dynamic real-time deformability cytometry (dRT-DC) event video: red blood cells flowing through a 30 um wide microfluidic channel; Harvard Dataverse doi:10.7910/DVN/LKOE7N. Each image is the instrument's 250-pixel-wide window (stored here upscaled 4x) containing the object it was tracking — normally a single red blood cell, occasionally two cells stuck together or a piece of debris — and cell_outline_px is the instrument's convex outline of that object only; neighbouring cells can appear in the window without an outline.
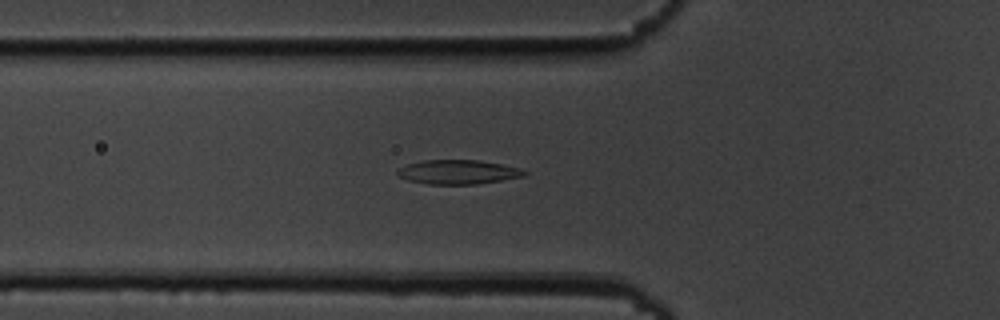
{"species": "common noctule bat (a hibernating species)", "species_latin": "Nyctalus noctula", "temperature_condition": "cold", "stored_images_in_passage": 47, "camera_frame_rate_fps": 3000, "um_per_image_px": 0.085, "animal": {"sex": "male", "body_mass_g": 19.5, "forearm_length_mm": 54.6}, "frame": {"image": 1, "passage_image": 15, "time_ms": 4.667, "image_size_px": [1000, 320], "cell_outline_px": [[528, 172], [524, 176], [476, 184], [428, 184], [408, 180], [400, 176], [396, 172], [396, 168], [408, 164], [424, 160], [480, 160], [520, 168]], "centroid_in_image_um": [38.91, 14.61], "position_along_channel_um": 86.9, "area_um2": 17.8}}
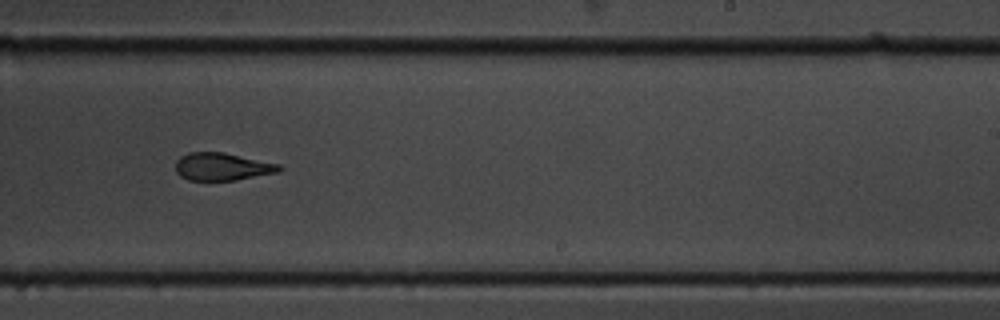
{"frame": {"image": 2, "passage_image": 30, "time_ms": 9.667, "image_size_px": [1000, 320], "cell_outline_px": [[284, 168], [280, 172], [236, 180], [188, 180], [180, 176], [176, 172], [176, 160], [180, 156], [188, 152], [224, 152], [280, 164]], "centroid_in_image_um": [18.9, 14.16], "position_along_channel_um": 270.1, "area_um2": 16.88}}
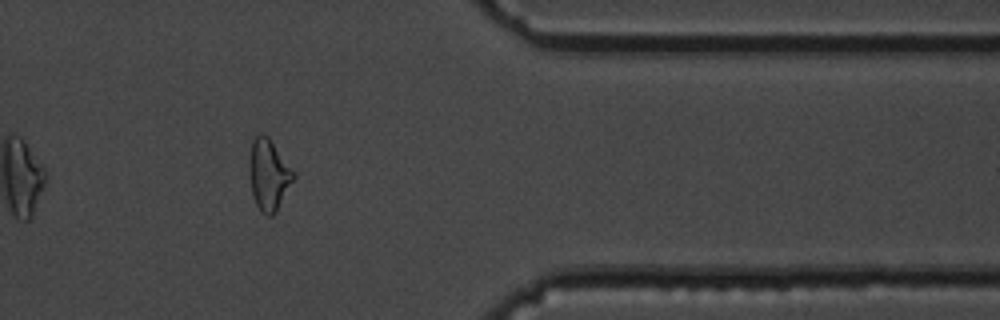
{"frame": {"image": 3, "passage_image": 41, "time_ms": 13.333, "image_size_px": [1000, 320], "cell_outline_px": [[296, 176], [276, 212], [272, 216], [268, 216], [260, 212], [252, 196], [248, 172], [252, 140], [260, 132], [268, 136], [296, 172]], "centroid_in_image_um": [22.84, 14.86], "position_along_channel_um": 388.6, "area_um2": 18.67}, "authors_computed_cell_mechanics": {"area_um2": 18.0336, "velocity_mm_per_s": 3.6587, "shape_relaxation_time_tau1_ms": 2.7727, "shape_relaxation_time_tau2_ms": 3.005, "deformation_change_tau1": 0.1266, "deformation_change_tau2": 0.1088}}